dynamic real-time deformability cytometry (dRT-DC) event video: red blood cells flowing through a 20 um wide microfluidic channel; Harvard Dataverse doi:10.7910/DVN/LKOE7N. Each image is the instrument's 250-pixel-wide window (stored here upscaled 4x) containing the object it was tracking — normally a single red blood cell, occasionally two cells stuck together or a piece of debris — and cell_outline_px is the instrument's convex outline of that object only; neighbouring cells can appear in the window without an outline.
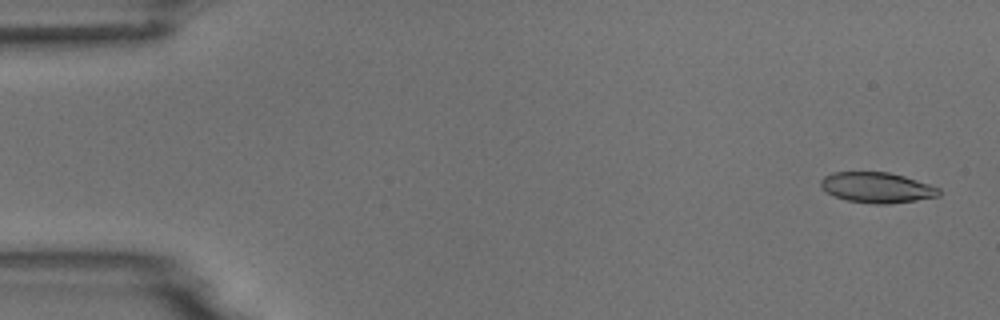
{"species": "common noctule bat (a hibernating species)", "species_latin": "Nyctalus noctula", "temperature_condition": "room temperature", "stored_images_in_passage": 5, "camera_frame_rate_fps": 3000, "um_per_image_px": 0.085, "animal": {"sex": "male", "body_mass_g": 18.8}, "frame": {"image": 1, "passage_image": 1, "time_ms": 0.0, "image_size_px": [1000, 320], "cell_outline_px": [[940, 196], [916, 200], [888, 204], [872, 204], [848, 200], [824, 192], [820, 188], [820, 180], [824, 176], [832, 172], [888, 172], [904, 176], [940, 188]], "centroid_in_image_um": [74.5, 15.94], "position_along_channel_um": 10.5, "area_um2": 21.04}}
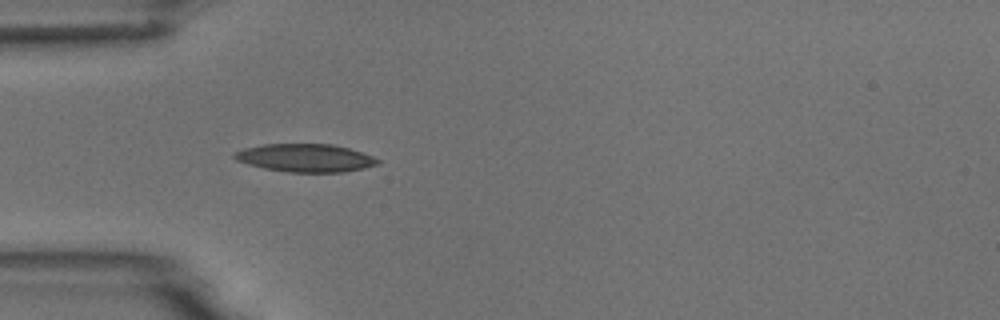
{"frame": {"image": 2, "passage_image": 5, "time_ms": 4.667, "image_size_px": [1000, 320], "cell_outline_px": [[380, 164], [364, 168], [344, 172], [288, 172], [264, 168], [248, 164], [236, 160], [232, 156], [236, 152], [244, 148], [260, 144], [332, 144], [348, 148], [372, 156], [380, 160]], "centroid_in_image_um": [25.96, 13.42], "position_along_channel_um": 59.0, "area_um2": 23.35}}